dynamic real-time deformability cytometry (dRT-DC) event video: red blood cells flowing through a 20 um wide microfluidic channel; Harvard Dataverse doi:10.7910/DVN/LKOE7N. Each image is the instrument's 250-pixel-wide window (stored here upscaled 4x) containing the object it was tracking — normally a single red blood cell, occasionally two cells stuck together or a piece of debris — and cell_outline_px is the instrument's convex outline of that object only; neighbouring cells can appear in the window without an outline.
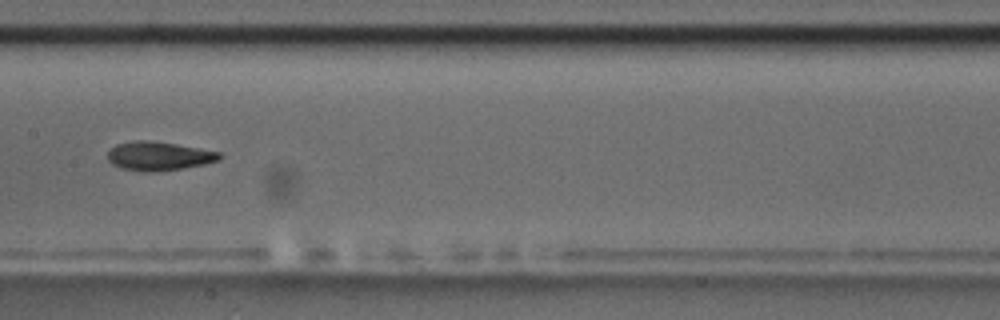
{"species": "common noctule bat (a hibernating species)", "species_latin": "Nyctalus noctula", "temperature_condition": "room temperature", "stored_images_in_passage": 17, "camera_frame_rate_fps": 3000, "um_per_image_px": 0.085, "animal": {"sex": "male", "body_mass_g": 17.5, "forearm_length_mm": 52.3}, "frame": {"image": 1, "passage_image": 8, "time_ms": 8.0, "image_size_px": [1000, 320], "cell_outline_px": [[220, 160], [204, 164], [156, 172], [144, 172], [120, 168], [112, 164], [108, 160], [108, 152], [116, 144], [136, 140], [148, 140], [176, 144], [220, 152]], "centroid_in_image_um": [13.46, 13.27], "position_along_channel_um": 193.9, "area_um2": 18.67}, "authors_computed_cell_mechanics": {"area_um2": 18.6694, "velocity_mm_per_s": 3.5636, "shape_relaxation_time_tau1_ms": 5.1245, "shape_relaxation_time_tau2_ms": 2.6232, "deformation_change_tau1": 0.1677, "deformation_change_tau2": 0.0914}}